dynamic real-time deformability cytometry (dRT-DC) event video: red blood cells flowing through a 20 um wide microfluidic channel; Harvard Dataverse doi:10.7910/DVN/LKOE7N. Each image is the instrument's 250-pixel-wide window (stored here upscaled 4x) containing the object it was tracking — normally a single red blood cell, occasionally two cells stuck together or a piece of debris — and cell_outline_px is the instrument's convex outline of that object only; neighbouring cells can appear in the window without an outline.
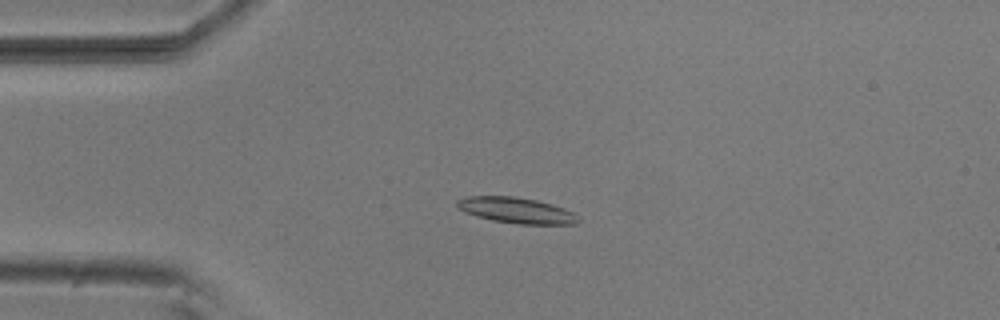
{"species": "common noctule bat (a hibernating species)", "species_latin": "Nyctalus noctula", "temperature_condition": "room temperature", "stored_images_in_passage": 51, "camera_frame_rate_fps": 3000, "um_per_image_px": 0.085, "animal": {"sex": "male", "body_mass_g": 20.5, "forearm_length_mm": 52.5}, "frame": {"image": 1, "passage_image": 11, "time_ms": 3.333, "image_size_px": [1000, 320], "cell_outline_px": [[580, 220], [576, 224], [516, 224], [492, 220], [476, 216], [464, 212], [456, 204], [456, 200], [468, 196], [512, 196], [536, 200], [552, 204], [564, 208], [580, 216]], "centroid_in_image_um": [43.91, 17.88], "position_along_channel_um": 41.1, "area_um2": 18.26}}
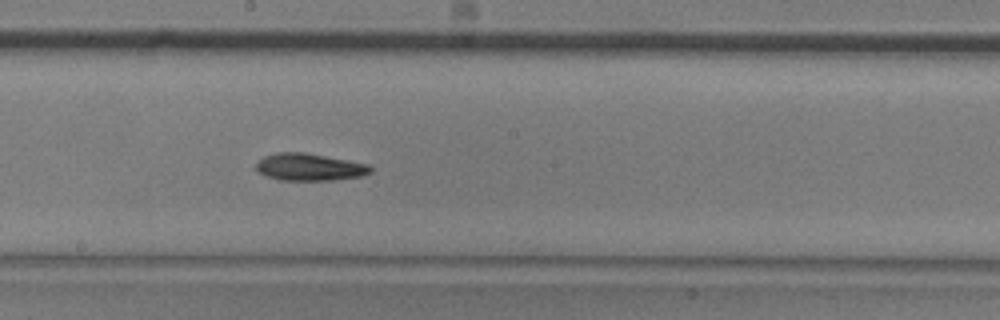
{"frame": {"image": 2, "passage_image": 27, "time_ms": 8.667, "image_size_px": [1000, 320], "cell_outline_px": [[372, 172], [360, 176], [332, 180], [280, 180], [256, 172], [256, 164], [264, 156], [276, 152], [304, 152], [368, 164], [372, 168]], "centroid_in_image_um": [26.28, 14.2], "position_along_channel_um": 221.9, "area_um2": 18.03}}
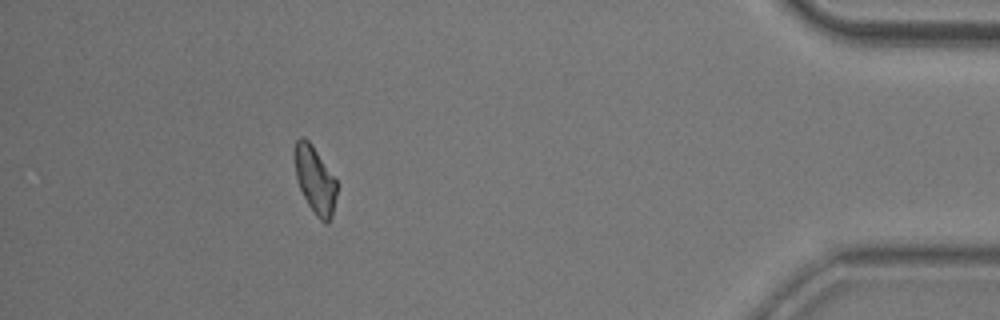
{"frame": {"image": 3, "passage_image": 46, "time_ms": 15.0, "image_size_px": [1000, 320], "cell_outline_px": [[336, 192], [332, 216], [328, 224], [324, 224], [316, 216], [308, 204], [296, 180], [292, 156], [296, 140], [300, 136], [304, 136], [312, 144], [336, 180]], "centroid_in_image_um": [26.72, 15.26], "position_along_channel_um": 408.5, "area_um2": 16.7}, "authors_computed_cell_mechanics": {"area_um2": 17.8024, "velocity_mm_per_s": 3.8038, "shape_relaxation_time_tau1_ms": 9.8345, "shape_relaxation_time_tau2_ms": null, "deformation_change_tau1": 0.2581, "deformation_change_tau2": null}}